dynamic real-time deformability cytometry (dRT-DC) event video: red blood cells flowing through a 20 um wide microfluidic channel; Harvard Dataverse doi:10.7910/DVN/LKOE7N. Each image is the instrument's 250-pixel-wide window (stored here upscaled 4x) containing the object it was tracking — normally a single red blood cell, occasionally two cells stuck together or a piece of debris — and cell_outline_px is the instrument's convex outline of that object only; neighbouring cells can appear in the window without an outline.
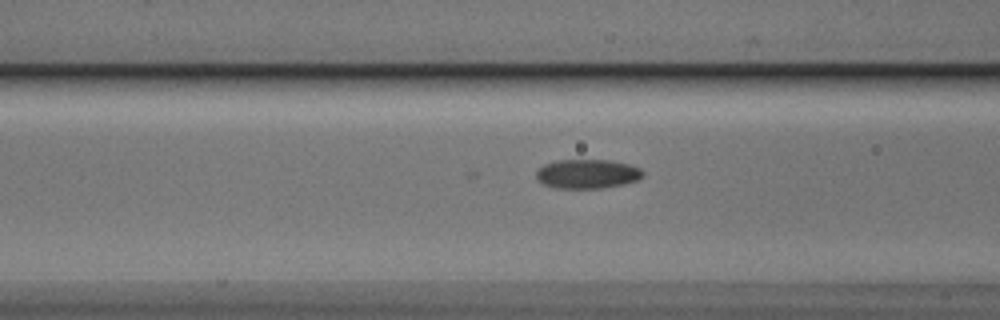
{"species": "Egyptian fruit bat (a non-hibernating species)", "species_latin": "Rousettus aegyptiacus", "temperature_condition": "cold", "stored_images_in_passage": 25, "camera_frame_rate_fps": 3000, "um_per_image_px": 0.085, "animal": {"sex": "male"}, "frame": {"image": 1, "passage_image": 8, "time_ms": 2.333, "image_size_px": [1000, 320], "cell_outline_px": [[644, 176], [636, 180], [624, 184], [600, 188], [556, 188], [544, 184], [536, 176], [536, 172], [544, 164], [556, 160], [608, 160], [628, 164], [640, 168], [644, 172]], "centroid_in_image_um": [49.94, 14.77], "position_along_channel_um": 116.7, "area_um2": 18.03}}
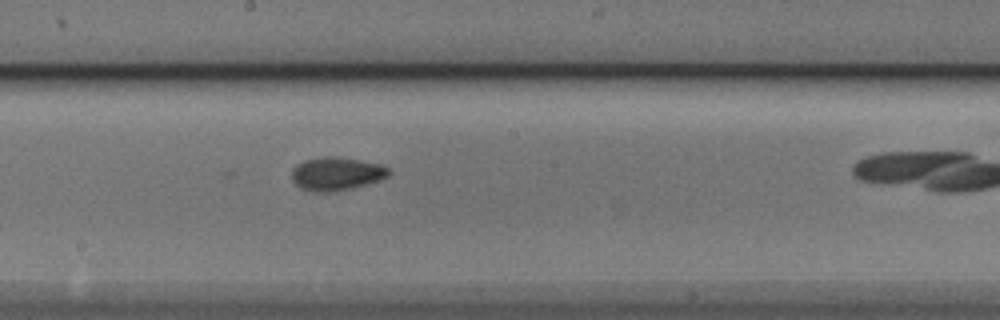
{"frame": {"image": 2, "passage_image": 16, "time_ms": 5.0, "image_size_px": [1000, 320], "cell_outline_px": [[392, 172], [388, 176], [364, 184], [348, 188], [328, 192], [316, 192], [304, 188], [296, 184], [292, 180], [292, 168], [296, 164], [304, 160], [324, 156], [340, 156], [380, 164], [388, 168]], "centroid_in_image_um": [28.57, 14.73], "position_along_channel_um": 219.6, "area_um2": 18.55}}
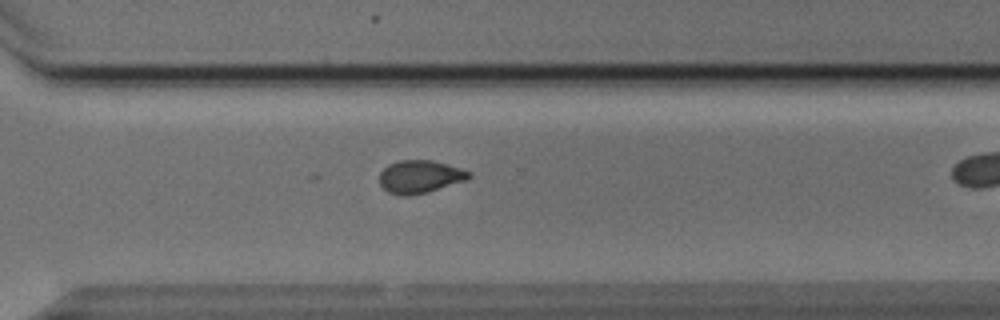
{"frame": {"image": 3, "passage_image": 25, "time_ms": 8.0, "image_size_px": [1000, 320], "cell_outline_px": [[472, 176], [464, 180], [428, 192], [408, 196], [400, 196], [388, 192], [380, 184], [380, 172], [388, 164], [396, 160], [432, 160], [460, 168], [468, 172]], "centroid_in_image_um": [35.64, 15.01], "position_along_channel_um": 335.0, "area_um2": 16.99}}